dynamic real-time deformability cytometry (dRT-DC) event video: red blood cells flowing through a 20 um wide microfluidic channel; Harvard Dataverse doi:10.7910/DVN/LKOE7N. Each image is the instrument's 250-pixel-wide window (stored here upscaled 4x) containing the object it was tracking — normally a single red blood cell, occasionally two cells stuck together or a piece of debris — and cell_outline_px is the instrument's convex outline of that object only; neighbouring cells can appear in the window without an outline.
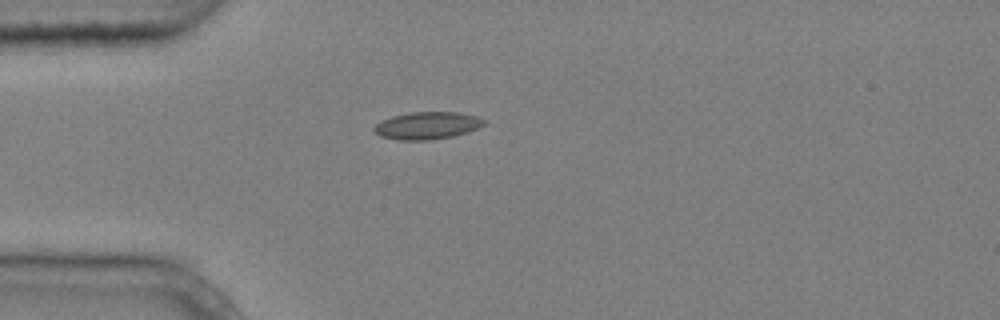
{"species": "common noctule bat (a hibernating species)", "species_latin": "Nyctalus noctula", "temperature_condition": "cold", "stored_images_in_passage": 2, "camera_frame_rate_fps": 3000, "um_per_image_px": 0.085, "animal": {"sex": "male", "body_mass_g": 20.4}, "frame": {"image": 1, "passage_image": 1, "time_ms": 0.0, "image_size_px": [1000, 320], "cell_outline_px": [[484, 124], [468, 132], [452, 136], [428, 140], [400, 140], [380, 136], [372, 128], [380, 120], [392, 116], [412, 112], [460, 112], [480, 116], [484, 120]], "centroid_in_image_um": [36.31, 10.66], "position_along_channel_um": 48.7, "area_um2": 17.51}}